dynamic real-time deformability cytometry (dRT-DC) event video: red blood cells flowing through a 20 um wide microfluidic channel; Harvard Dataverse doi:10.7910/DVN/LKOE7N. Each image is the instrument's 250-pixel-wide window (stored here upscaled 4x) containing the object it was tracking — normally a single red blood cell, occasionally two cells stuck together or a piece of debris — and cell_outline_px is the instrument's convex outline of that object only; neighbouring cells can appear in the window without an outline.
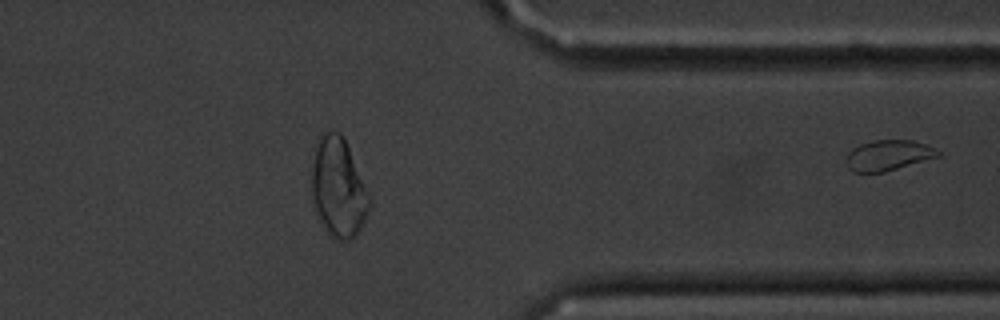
{"species": "common noctule bat (a hibernating species)", "species_latin": "Nyctalus noctula", "temperature_condition": "cold", "stored_images_in_passage": 48, "segment_of_instrument_passage": [2, 2], "camera_frame_rate_fps": 3000, "um_per_image_px": 0.085, "animal": {"sex": "male", "body_mass_g": 20.1, "forearm_length_mm": 53.5}, "frame": {"image": 1, "passage_image": 48, "time_ms": 15.667, "image_size_px": [1000, 320], "cell_outline_px": [[940, 156], [884, 172], [852, 172], [848, 168], [848, 152], [852, 148], [860, 144], [876, 140], [912, 140], [924, 144], [940, 152]], "centroid_in_image_um": [75.49, 13.2], "position_along_channel_um": 335.9, "area_um2": 16.01}}